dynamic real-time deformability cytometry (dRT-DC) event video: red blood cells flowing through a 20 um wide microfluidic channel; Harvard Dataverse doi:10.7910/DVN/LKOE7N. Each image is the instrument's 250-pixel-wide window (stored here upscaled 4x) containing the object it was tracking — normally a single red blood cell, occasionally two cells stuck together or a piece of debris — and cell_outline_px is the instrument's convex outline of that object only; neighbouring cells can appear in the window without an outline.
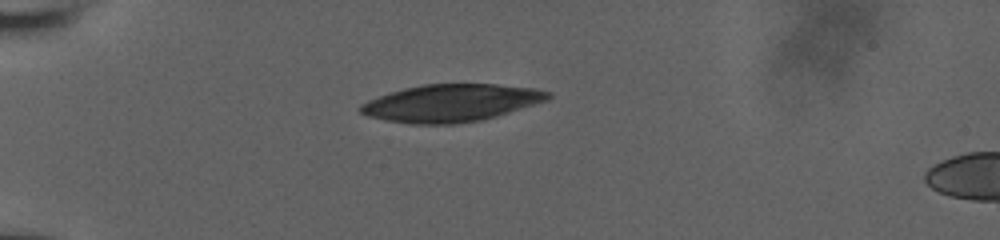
{"species": "human", "species_latin": "Homo sapiens", "temperature_condition": "room temperature", "stored_images_in_passage": 40, "camera_frame_rate_fps": 3000, "um_per_image_px": 0.085, "donor": {"sex": "male"}, "frame": {"image": 1, "passage_image": 1, "time_ms": 0.0, "image_size_px": [1000, 240], "cell_outline_px": [[552, 96], [548, 100], [496, 116], [480, 120], [456, 124], [412, 124], [384, 120], [368, 116], [360, 112], [360, 104], [368, 100], [404, 88], [424, 84], [496, 84], [532, 88], [552, 92]], "centroid_in_image_um": [38.35, 8.75], "position_along_channel_um": 46.6, "area_um2": 40.69}}
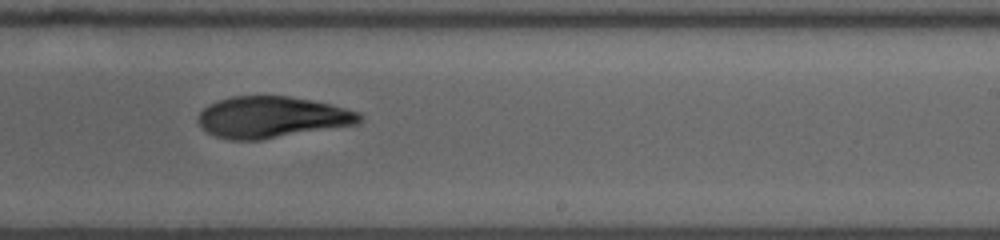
{"frame": {"image": 2, "passage_image": 21, "time_ms": 6.667, "image_size_px": [1000, 240], "cell_outline_px": [[360, 120], [356, 124], [260, 140], [228, 140], [216, 136], [200, 128], [200, 112], [208, 104], [216, 100], [232, 96], [288, 96], [328, 104], [360, 112]], "centroid_in_image_um": [23.05, 9.96], "position_along_channel_um": 265.9, "area_um2": 38.49}}
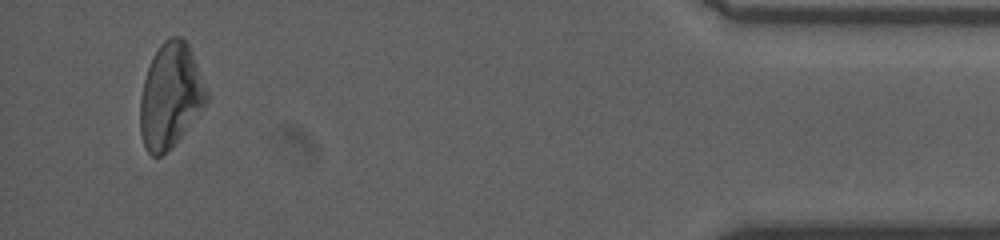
{"frame": {"image": 3, "passage_image": 38, "time_ms": 12.333, "image_size_px": [1000, 240], "cell_outline_px": [[208, 100], [184, 132], [160, 156], [152, 156], [148, 152], [144, 144], [140, 132], [140, 96], [144, 80], [152, 56], [160, 44], [168, 36], [180, 36], [188, 44], [208, 92]], "centroid_in_image_um": [14.46, 8.09], "position_along_channel_um": 420.7, "area_um2": 39.88}, "authors_computed_cell_mechanics": {"area_um2": 40.3444, "velocity_mm_per_s": 3.8412, "shape_relaxation_time_tau1_ms": 6.8347, "shape_relaxation_time_tau2_ms": 9.0543, "deformation_change_tau1": 0.1832, "deformation_change_tau2": 0.1936}}